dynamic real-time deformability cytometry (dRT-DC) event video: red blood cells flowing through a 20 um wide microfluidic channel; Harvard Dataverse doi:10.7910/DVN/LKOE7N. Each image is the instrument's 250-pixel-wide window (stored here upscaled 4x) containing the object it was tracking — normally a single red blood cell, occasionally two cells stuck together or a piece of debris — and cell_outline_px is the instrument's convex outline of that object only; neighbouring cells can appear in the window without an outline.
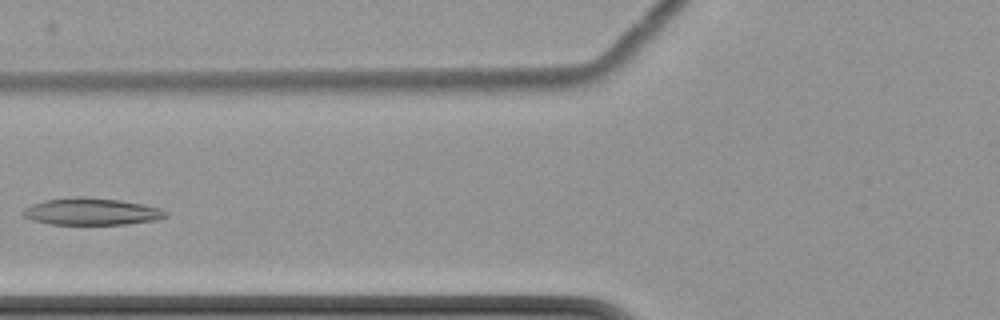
{"species": "common noctule bat (a hibernating species)", "species_latin": "Nyctalus noctula", "temperature_condition": "cold", "stored_images_in_passage": 6, "camera_frame_rate_fps": 3000, "um_per_image_px": 0.085, "animal": {"sex": "female", "body_mass_g": 22.7, "forearm_length_mm": 54.2}, "frame": {"image": 1, "passage_image": 6, "time_ms": 6.0, "image_size_px": [1000, 320], "cell_outline_px": [[168, 216], [156, 220], [124, 224], [52, 224], [32, 220], [24, 216], [20, 212], [24, 208], [32, 204], [44, 200], [76, 196], [80, 196], [120, 200], [160, 208], [168, 212]], "centroid_in_image_um": [7.75, 17.98], "position_along_channel_um": 118.0, "area_um2": 22.37}}